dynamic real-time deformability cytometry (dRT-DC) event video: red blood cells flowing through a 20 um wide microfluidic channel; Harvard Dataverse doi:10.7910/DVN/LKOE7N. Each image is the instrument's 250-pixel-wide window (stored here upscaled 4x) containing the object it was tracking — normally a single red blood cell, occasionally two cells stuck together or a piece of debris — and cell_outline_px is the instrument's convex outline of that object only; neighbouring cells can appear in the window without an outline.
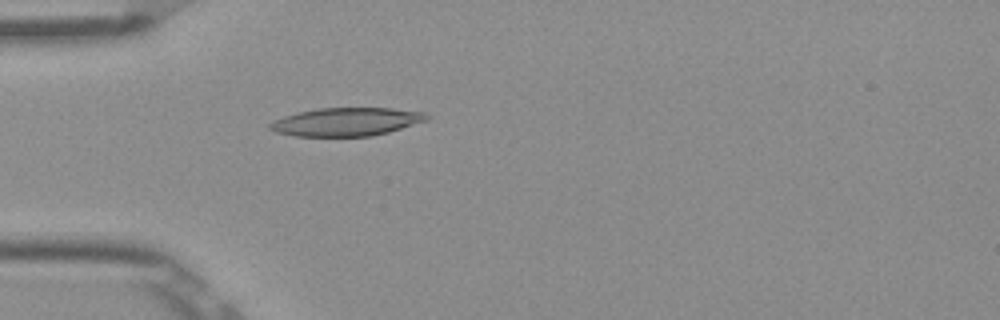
{"species": "Egyptian fruit bat (a non-hibernating species)", "species_latin": "Rousettus aegyptiacus", "temperature_condition": "room temperature", "stored_images_in_passage": 33, "camera_frame_rate_fps": 3000, "um_per_image_px": 0.085, "frame": {"image": 1, "passage_image": 1, "time_ms": 0.0, "image_size_px": [1000, 320], "cell_outline_px": [[432, 116], [428, 120], [388, 132], [372, 136], [296, 136], [276, 132], [268, 128], [268, 124], [272, 120], [284, 116], [316, 108], [392, 108], [424, 112]], "centroid_in_image_um": [29.45, 10.35], "position_along_channel_um": 55.6, "area_um2": 25.89}}
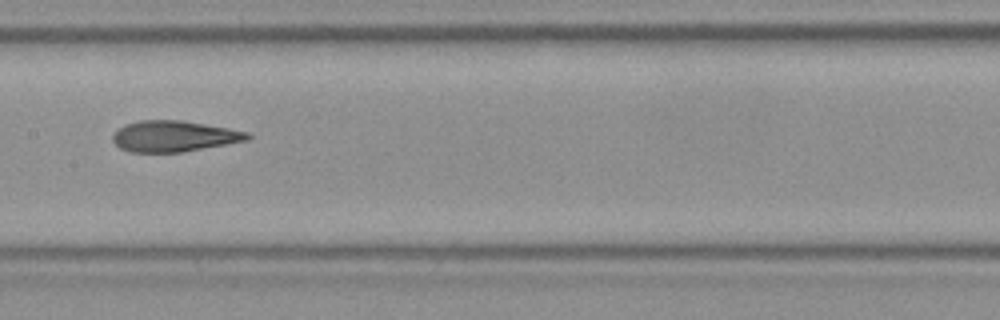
{"frame": {"image": 2, "passage_image": 12, "time_ms": 3.667, "image_size_px": [1000, 320], "cell_outline_px": [[252, 136], [248, 140], [184, 152], [128, 152], [120, 148], [112, 140], [112, 132], [124, 124], [140, 120], [180, 120], [228, 128], [248, 132]], "centroid_in_image_um": [14.75, 11.58], "position_along_channel_um": 192.7, "area_um2": 24.45}}
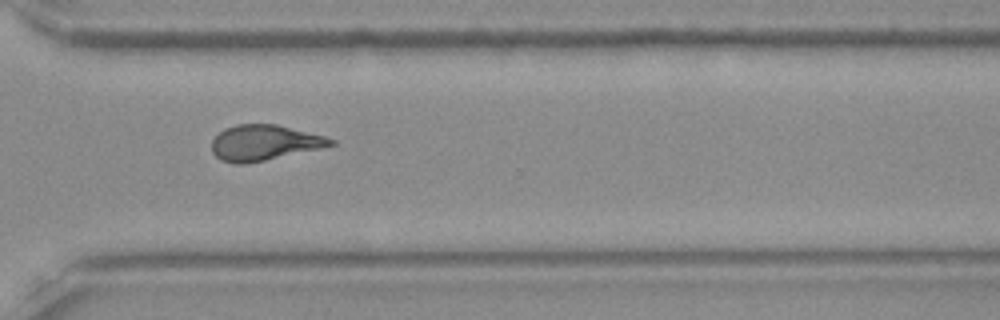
{"frame": {"image": 3, "passage_image": 24, "time_ms": 7.667, "image_size_px": [1000, 320], "cell_outline_px": [[336, 144], [320, 148], [264, 160], [244, 164], [236, 164], [220, 160], [212, 152], [212, 140], [224, 128], [236, 124], [276, 124], [324, 136], [336, 140]], "centroid_in_image_um": [22.43, 12.12], "position_along_channel_um": 348.2, "area_um2": 24.39}, "authors_computed_cell_mechanics": {"area_um2": 24.6806, "velocity_mm_per_s": 3.8975, "shape_relaxation_time_tau1_ms": 10.5038, "shape_relaxation_time_tau2_ms": 1.9875, "deformation_change_tau1": 0.2779, "deformation_change_tau2": 0.1137}}